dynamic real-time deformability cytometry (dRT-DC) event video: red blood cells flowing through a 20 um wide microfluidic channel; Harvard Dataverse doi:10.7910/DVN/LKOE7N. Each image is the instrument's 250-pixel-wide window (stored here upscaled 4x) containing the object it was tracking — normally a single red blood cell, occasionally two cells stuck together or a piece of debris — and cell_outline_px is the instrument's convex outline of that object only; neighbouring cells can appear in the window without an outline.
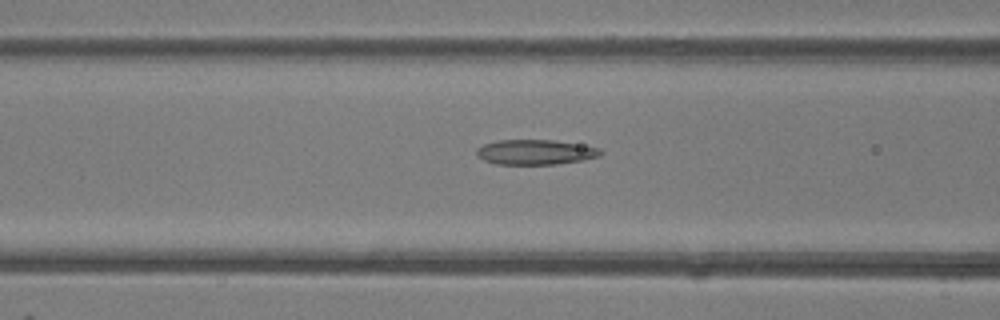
{"species": "common noctule bat (a hibernating species)", "species_latin": "Nyctalus noctula", "temperature_condition": "room temperature", "stored_images_in_passage": 34, "camera_frame_rate_fps": 3000, "um_per_image_px": 0.085, "animal": {"sex": "female"}, "frame": {"image": 1, "passage_image": 15, "time_ms": 4.667, "image_size_px": [1000, 320], "cell_outline_px": [[604, 152], [600, 156], [584, 160], [556, 164], [496, 164], [484, 160], [476, 156], [476, 148], [484, 144], [496, 140], [552, 140], [600, 148]], "centroid_in_image_um": [45.49, 12.93], "position_along_channel_um": 121.1, "area_um2": 18.09}}
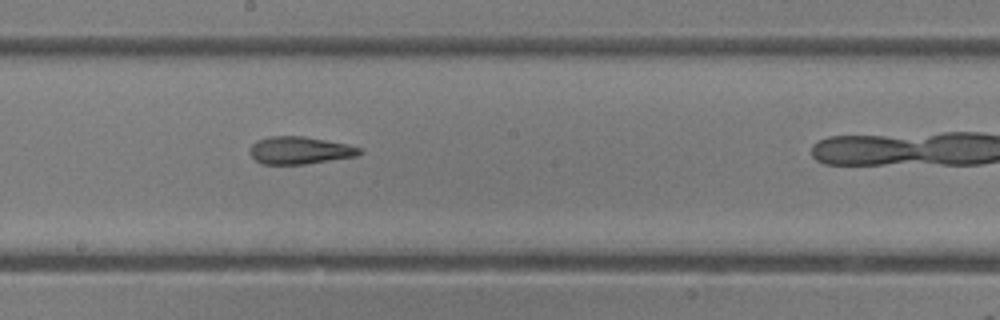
{"frame": {"image": 2, "passage_image": 22, "time_ms": 7.0, "image_size_px": [1000, 320], "cell_outline_px": [[364, 152], [356, 156], [304, 164], [264, 164], [256, 160], [248, 152], [252, 144], [256, 140], [272, 136], [304, 136], [348, 144], [364, 148]], "centroid_in_image_um": [25.51, 12.77], "position_along_channel_um": 222.7, "area_um2": 17.63}}
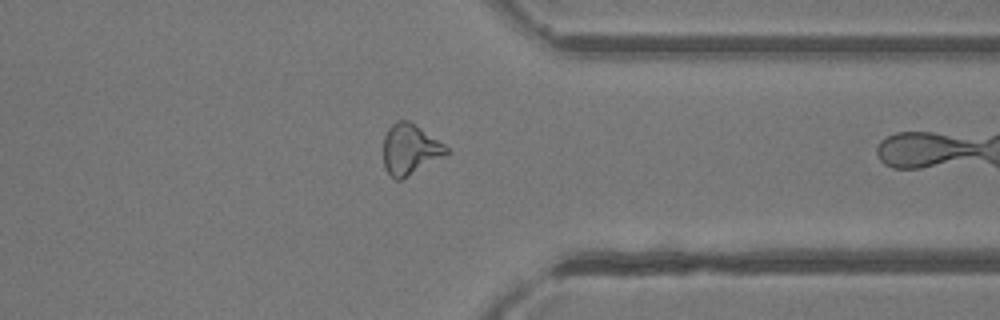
{"frame": {"image": 3, "passage_image": 33, "time_ms": 10.667, "image_size_px": [1000, 320], "cell_outline_px": [[452, 152], [408, 176], [400, 180], [396, 180], [384, 168], [384, 136], [388, 128], [396, 120], [408, 120], [444, 144]], "centroid_in_image_um": [34.85, 12.69], "position_along_channel_um": 376.5, "area_um2": 18.44}}